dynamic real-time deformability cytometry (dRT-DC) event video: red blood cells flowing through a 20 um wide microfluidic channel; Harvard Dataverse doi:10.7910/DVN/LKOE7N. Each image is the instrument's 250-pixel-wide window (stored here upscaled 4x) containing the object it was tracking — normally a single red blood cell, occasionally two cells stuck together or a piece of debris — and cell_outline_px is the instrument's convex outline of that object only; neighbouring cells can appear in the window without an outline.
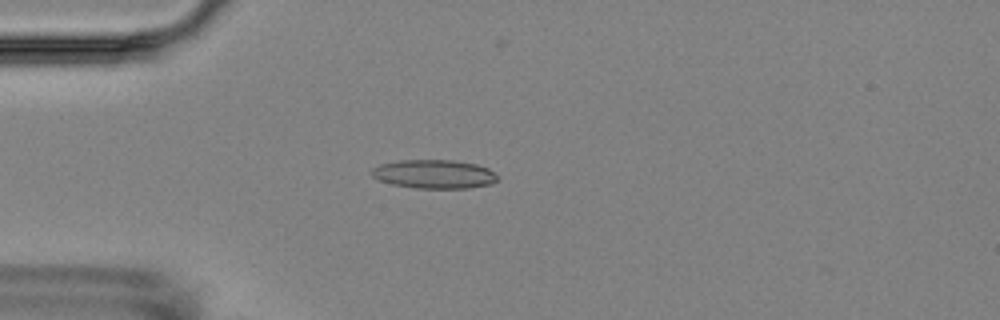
{"species": "Egyptian fruit bat (a non-hibernating species)", "species_latin": "Rousettus aegyptiacus", "temperature_condition": "room temperature", "stored_images_in_passage": 4, "camera_frame_rate_fps": 3000, "um_per_image_px": 0.085, "animal": {"sex": "female"}, "frame": {"image": 1, "passage_image": 4, "time_ms": 4.0, "image_size_px": [1000, 320], "cell_outline_px": [[496, 180], [492, 184], [468, 188], [416, 188], [392, 184], [380, 180], [372, 176], [368, 172], [372, 168], [380, 164], [400, 160], [452, 160], [476, 164], [488, 168], [496, 176]], "centroid_in_image_um": [36.86, 14.79], "position_along_channel_um": 48.1, "area_um2": 21.04}}